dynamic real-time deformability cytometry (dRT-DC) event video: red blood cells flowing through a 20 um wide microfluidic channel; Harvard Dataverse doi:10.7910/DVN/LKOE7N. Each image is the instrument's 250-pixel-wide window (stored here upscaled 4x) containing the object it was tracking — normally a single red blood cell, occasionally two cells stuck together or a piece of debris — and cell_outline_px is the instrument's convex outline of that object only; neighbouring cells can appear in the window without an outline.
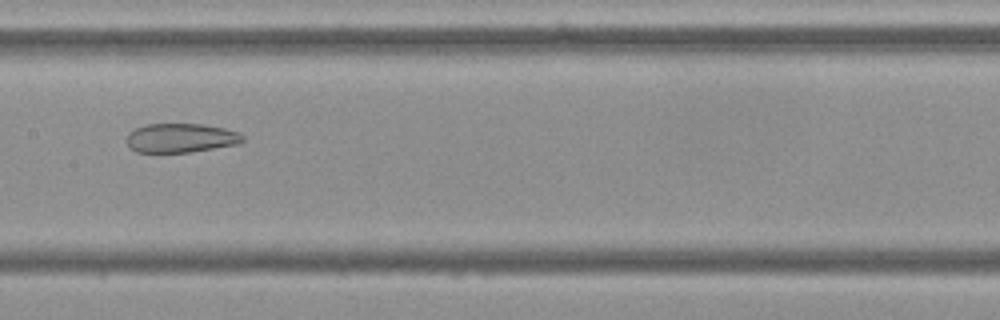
{"species": "Egyptian fruit bat (a non-hibernating species)", "species_latin": "Rousettus aegyptiacus", "temperature_condition": "cold", "stored_images_in_passage": 44, "camera_frame_rate_fps": 3000, "um_per_image_px": 0.085, "frame": {"image": 1, "passage_image": 17, "time_ms": 5.333, "image_size_px": [1000, 320], "cell_outline_px": [[244, 140], [240, 144], [188, 152], [136, 152], [128, 148], [128, 132], [144, 124], [204, 124], [224, 128], [236, 132], [244, 136]], "centroid_in_image_um": [15.36, 11.72], "position_along_channel_um": 192.0, "area_um2": 19.71}}
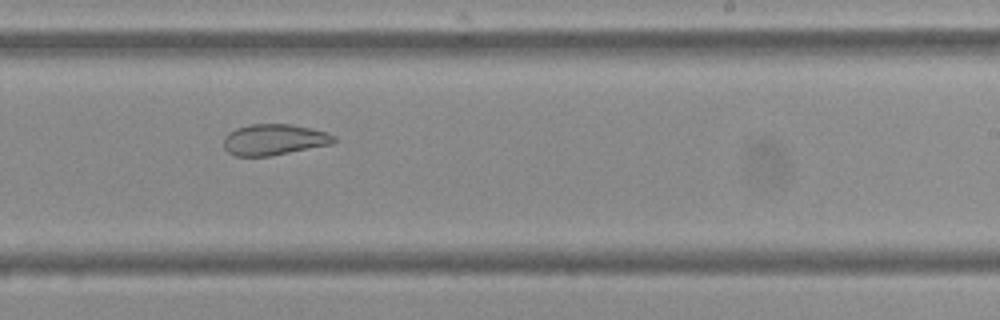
{"frame": {"image": 2, "passage_image": 23, "time_ms": 7.333, "image_size_px": [1000, 320], "cell_outline_px": [[336, 140], [332, 144], [272, 156], [236, 156], [228, 152], [224, 148], [224, 136], [228, 132], [236, 128], [248, 124], [292, 124], [328, 132], [336, 136]], "centroid_in_image_um": [23.3, 11.86], "position_along_channel_um": 265.7, "area_um2": 20.17}}
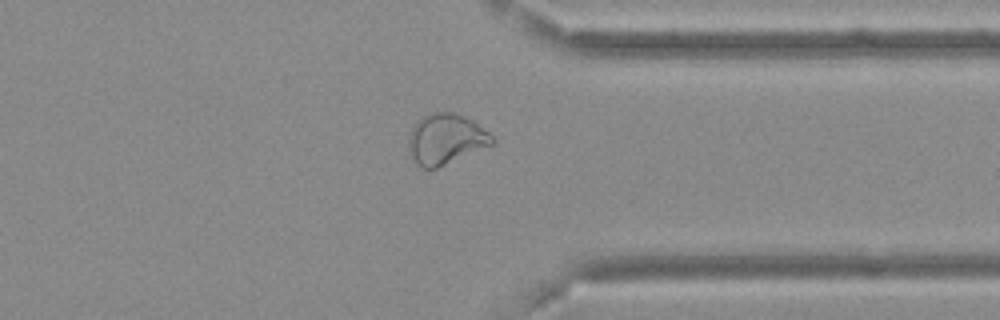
{"frame": {"image": 3, "passage_image": 32, "time_ms": 10.333, "image_size_px": [1000, 320], "cell_outline_px": [[496, 140], [492, 144], [436, 168], [420, 168], [416, 164], [408, 148], [408, 136], [412, 128], [420, 116], [432, 112], [452, 112], [464, 116], [472, 120], [488, 132]], "centroid_in_image_um": [37.85, 11.8], "position_along_channel_um": 373.6, "area_um2": 24.39}, "authors_computed_cell_mechanics": {"area_um2": 24.7673, "velocity_mm_per_s": 3.6933, "shape_relaxation_time_tau1_ms": null, "shape_relaxation_time_tau2_ms": 2.4726, "deformation_change_tau1": null, "deformation_change_tau2": 0.0882}}